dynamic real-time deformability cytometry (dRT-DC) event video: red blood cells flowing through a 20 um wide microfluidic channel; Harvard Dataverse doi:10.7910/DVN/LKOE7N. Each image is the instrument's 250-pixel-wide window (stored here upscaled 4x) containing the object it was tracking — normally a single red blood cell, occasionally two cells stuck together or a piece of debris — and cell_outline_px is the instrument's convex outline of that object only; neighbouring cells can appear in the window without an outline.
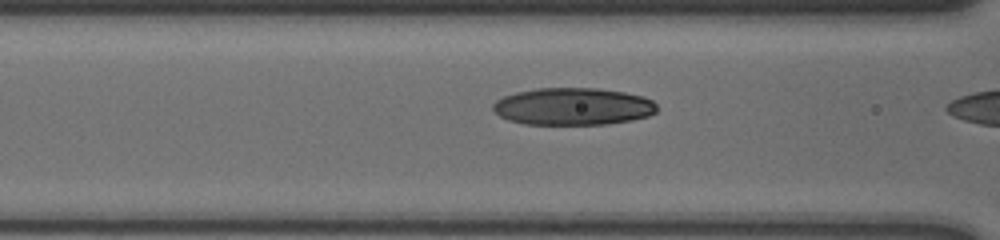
{"species": "human", "species_latin": "Homo sapiens", "temperature_condition": "cold", "stored_images_in_passage": 27, "segment_of_instrument_passage": [2, 2], "camera_frame_rate_fps": 3000, "um_per_image_px": 0.085, "donor": {"sex": "male"}, "frame": {"image": 1, "passage_image": 26, "time_ms": 8.333, "image_size_px": [1000, 240], "cell_outline_px": [[656, 112], [648, 116], [632, 120], [608, 124], [524, 124], [508, 120], [500, 116], [492, 108], [492, 104], [496, 100], [504, 96], [516, 92], [536, 88], [596, 88], [624, 92], [644, 96], [652, 100], [656, 104]], "centroid_in_image_um": [48.7, 9.05], "position_along_channel_um": 117.9, "area_um2": 35.72}}